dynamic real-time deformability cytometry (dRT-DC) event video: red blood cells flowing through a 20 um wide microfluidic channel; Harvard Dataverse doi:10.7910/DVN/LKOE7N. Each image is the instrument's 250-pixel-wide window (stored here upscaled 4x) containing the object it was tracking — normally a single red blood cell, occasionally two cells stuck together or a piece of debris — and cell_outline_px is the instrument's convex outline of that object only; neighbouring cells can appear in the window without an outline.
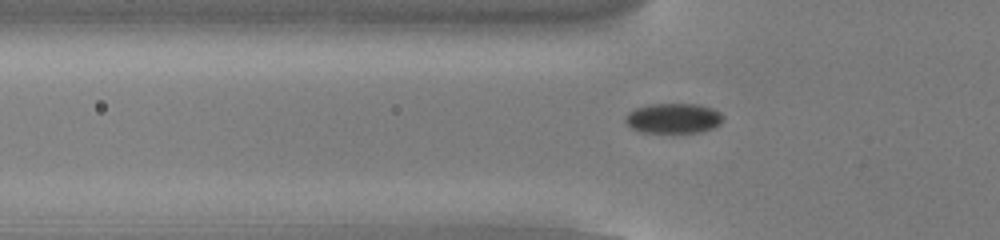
{"species": "common noctule bat (a hibernating species)", "species_latin": "Nyctalus noctula", "temperature_condition": "cold", "stored_images_in_passage": 54, "camera_frame_rate_fps": 3000, "um_per_image_px": 0.085, "animal": {"sex": "male", "body_mass_g": 13.0, "forearm_length_mm": 53.1}, "frame": {"image": 1, "passage_image": 18, "time_ms": 5.667, "image_size_px": [1000, 240], "cell_outline_px": [[724, 120], [720, 124], [712, 128], [700, 132], [640, 132], [632, 128], [624, 120], [624, 116], [628, 112], [636, 108], [652, 104], [700, 104], [712, 108], [720, 112], [724, 116]], "centroid_in_image_um": [57.26, 10.05], "position_along_channel_um": 68.5, "area_um2": 17.17}}
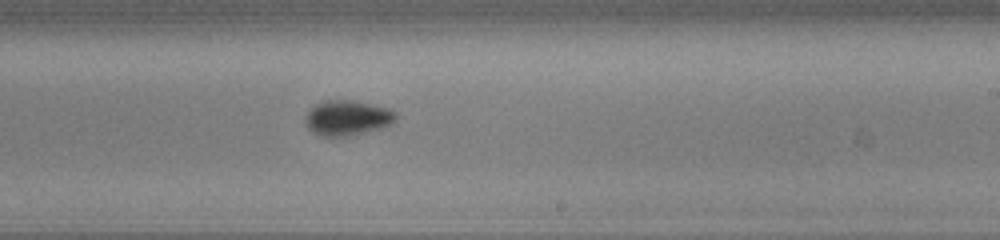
{"frame": {"image": 2, "passage_image": 33, "time_ms": 10.667, "image_size_px": [1000, 240], "cell_outline_px": [[396, 120], [392, 124], [384, 128], [352, 136], [320, 136], [312, 132], [304, 124], [304, 116], [316, 104], [324, 100], [352, 100], [372, 104], [388, 108], [396, 112]], "centroid_in_image_um": [29.53, 10.03], "position_along_channel_um": 259.5, "area_um2": 18.9}}
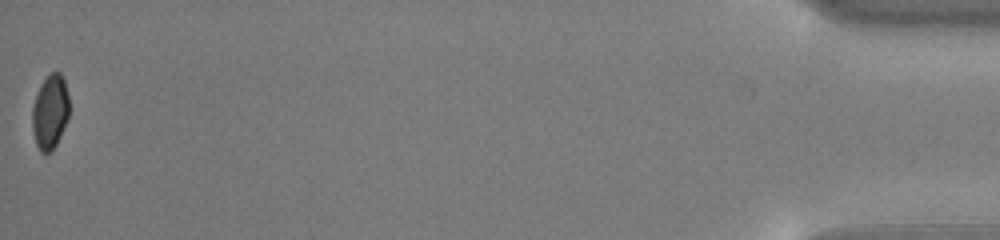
{"frame": {"image": 3, "passage_image": 54, "time_ms": 17.667, "image_size_px": [1000, 240], "cell_outline_px": [[68, 116], [60, 136], [56, 144], [48, 152], [40, 152], [36, 144], [32, 128], [32, 108], [40, 84], [52, 72], [60, 72], [64, 80], [68, 96]], "centroid_in_image_um": [4.24, 9.5], "position_along_channel_um": 431.0, "area_um2": 15.66}, "authors_computed_cell_mechanics": {"area_um2": 17.2533, "velocity_mm_per_s": 3.8344, "shape_relaxation_time_tau1_ms": 1.6477, "shape_relaxation_time_tau2_ms": null, "deformation_change_tau1": 0.0682, "deformation_change_tau2": null}}